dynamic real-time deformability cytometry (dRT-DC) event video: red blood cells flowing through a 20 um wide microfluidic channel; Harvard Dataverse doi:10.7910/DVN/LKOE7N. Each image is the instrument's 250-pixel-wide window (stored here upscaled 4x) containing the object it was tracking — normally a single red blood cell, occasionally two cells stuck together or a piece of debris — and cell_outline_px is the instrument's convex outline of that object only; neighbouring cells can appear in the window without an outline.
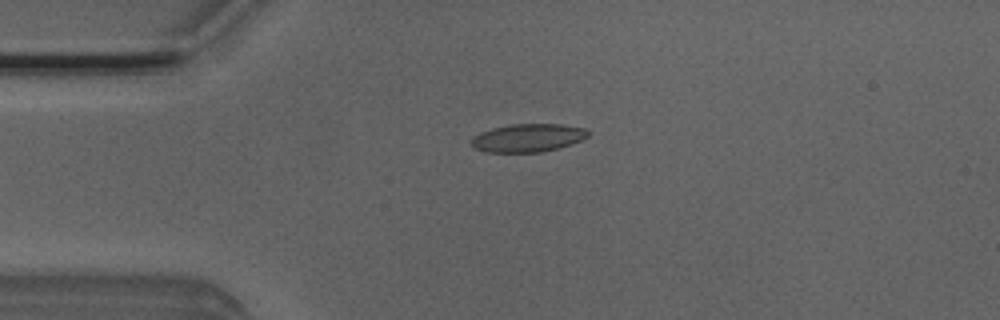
{"species": "Egyptian fruit bat (a non-hibernating species)", "species_latin": "Rousettus aegyptiacus", "temperature_condition": "room temperature", "stored_images_in_passage": 40, "camera_frame_rate_fps": 3000, "um_per_image_px": 0.085, "animal": {"sex": "male"}, "frame": {"image": 1, "passage_image": 1, "time_ms": 0.0, "image_size_px": [1000, 320], "cell_outline_px": [[588, 136], [572, 144], [540, 152], [484, 152], [468, 144], [472, 136], [480, 132], [492, 128], [508, 124], [560, 124], [584, 128], [588, 132]], "centroid_in_image_um": [44.79, 11.71], "position_along_channel_um": 40.2, "area_um2": 19.19}}
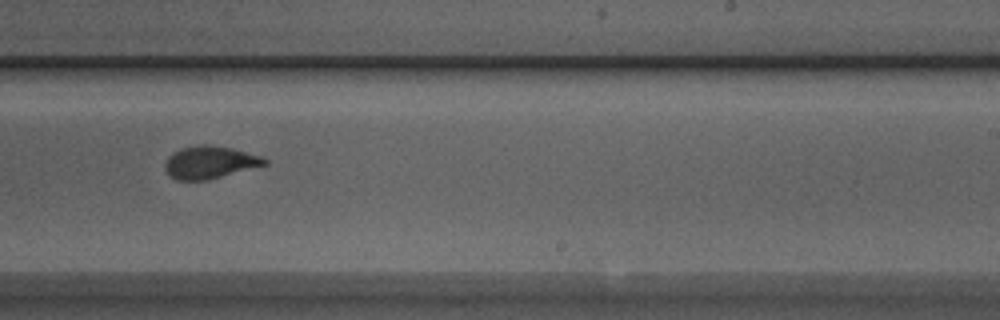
{"frame": {"image": 2, "passage_image": 20, "time_ms": 6.333, "image_size_px": [1000, 320], "cell_outline_px": [[268, 164], [208, 180], [176, 180], [164, 168], [164, 164], [168, 156], [180, 148], [196, 144], [208, 144], [232, 148], [260, 156], [268, 160]], "centroid_in_image_um": [17.82, 13.79], "position_along_channel_um": 271.2, "area_um2": 18.9}}
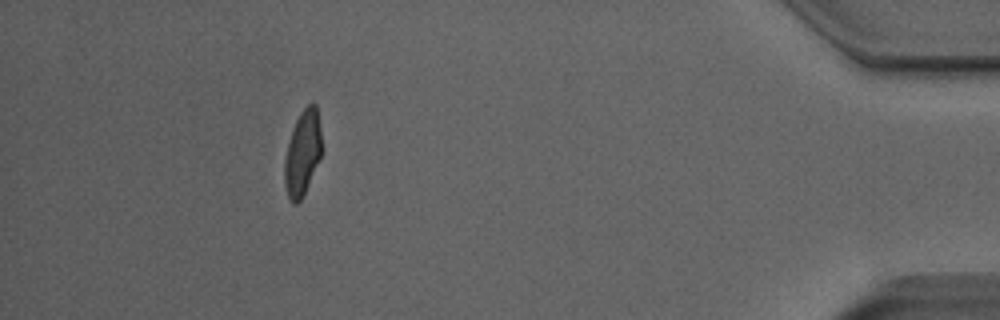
{"frame": {"image": 3, "passage_image": 35, "time_ms": 11.333, "image_size_px": [1000, 320], "cell_outline_px": [[320, 156], [304, 192], [300, 200], [296, 204], [292, 204], [288, 196], [284, 184], [284, 160], [292, 128], [300, 112], [308, 104], [316, 104], [320, 128]], "centroid_in_image_um": [25.68, 12.99], "position_along_channel_um": 409.5, "area_um2": 17.92}, "authors_computed_cell_mechanics": {"area_um2": 19.0162, "velocity_mm_per_s": 4.0192, "shape_relaxation_time_tau1_ms": 3.2766, "shape_relaxation_time_tau2_ms": 0.6288, "deformation_change_tau1": 0.1748, "deformation_change_tau2": 0.0666}}